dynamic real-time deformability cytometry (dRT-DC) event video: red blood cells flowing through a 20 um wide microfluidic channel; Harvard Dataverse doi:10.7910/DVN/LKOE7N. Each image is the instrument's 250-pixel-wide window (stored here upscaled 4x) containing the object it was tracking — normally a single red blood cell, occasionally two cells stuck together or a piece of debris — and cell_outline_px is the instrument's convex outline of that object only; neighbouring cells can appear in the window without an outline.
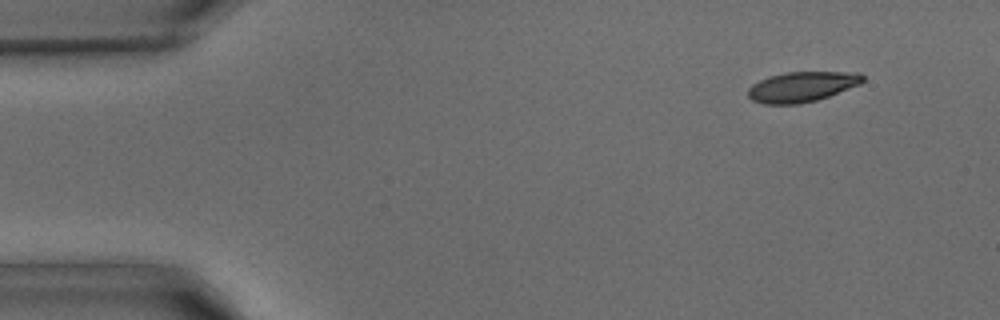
{"species": "common noctule bat (a hibernating species)", "species_latin": "Nyctalus noctula", "temperature_condition": "warm", "stored_images_in_passage": 39, "camera_frame_rate_fps": 3000, "um_per_image_px": 0.085, "animal": {"sex": "male", "body_mass_g": 15.6}, "frame": {"image": 1, "passage_image": 1, "time_ms": 0.0, "image_size_px": [1000, 320], "cell_outline_px": [[864, 80], [860, 84], [828, 96], [816, 100], [800, 104], [764, 104], [752, 100], [748, 96], [748, 88], [752, 84], [768, 76], [788, 72], [860, 72], [864, 76]], "centroid_in_image_um": [68.15, 7.37], "position_along_channel_um": 16.8, "area_um2": 20.17}}
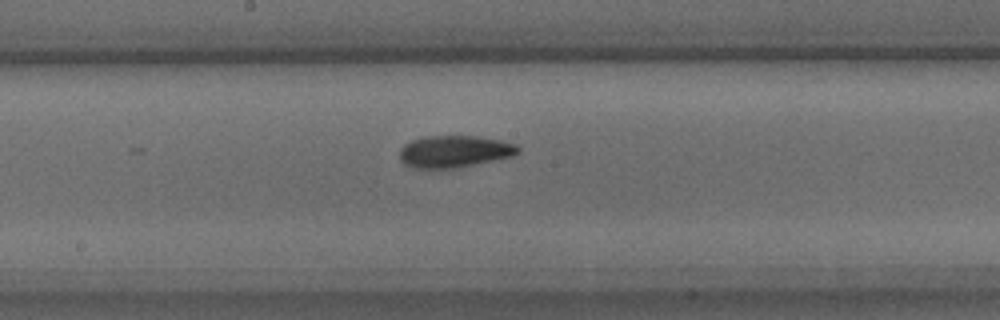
{"frame": {"image": 2, "passage_image": 19, "time_ms": 6.0, "image_size_px": [1000, 320], "cell_outline_px": [[520, 152], [512, 156], [456, 168], [412, 168], [404, 164], [400, 160], [400, 148], [404, 144], [412, 140], [424, 136], [476, 136], [500, 140], [516, 144], [520, 148]], "centroid_in_image_um": [38.6, 12.87], "position_along_channel_um": 209.6, "area_um2": 22.08}}
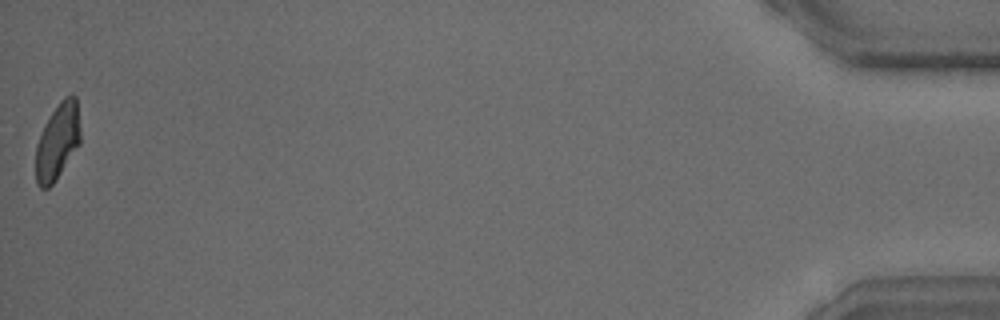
{"frame": {"image": 3, "passage_image": 39, "time_ms": 12.667, "image_size_px": [1000, 320], "cell_outline_px": [[80, 144], [56, 180], [48, 188], [40, 188], [36, 184], [36, 144], [44, 124], [60, 100], [64, 96], [76, 96], [80, 128]], "centroid_in_image_um": [4.89, 12.04], "position_along_channel_um": 430.3, "area_um2": 19.88}}